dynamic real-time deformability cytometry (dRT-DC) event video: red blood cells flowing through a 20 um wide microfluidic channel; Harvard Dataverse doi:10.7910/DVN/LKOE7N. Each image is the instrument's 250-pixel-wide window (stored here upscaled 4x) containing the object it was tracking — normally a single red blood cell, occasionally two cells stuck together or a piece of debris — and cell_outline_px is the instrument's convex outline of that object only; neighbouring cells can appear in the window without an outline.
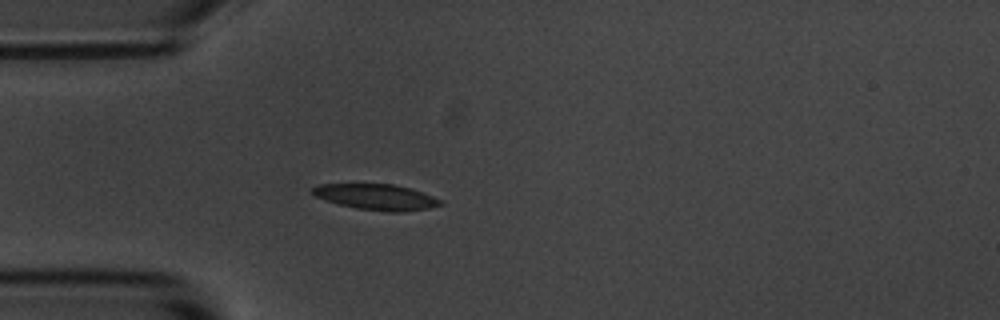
{"species": "common noctule bat (a hibernating species)", "species_latin": "Nyctalus noctula", "temperature_condition": "room temperature", "stored_images_in_passage": 45, "camera_frame_rate_fps": 3000, "um_per_image_px": 0.085, "animal": {"sex": "male", "body_mass_g": 20.1, "forearm_length_mm": 53.5}, "frame": {"image": 1, "passage_image": 8, "time_ms": 2.333, "image_size_px": [1000, 320], "cell_outline_px": [[444, 204], [428, 208], [400, 212], [388, 212], [356, 208], [324, 200], [316, 196], [312, 192], [312, 188], [320, 184], [392, 184], [408, 188], [444, 200]], "centroid_in_image_um": [32.0, 16.75], "position_along_channel_um": 53.0, "area_um2": 19.02}}
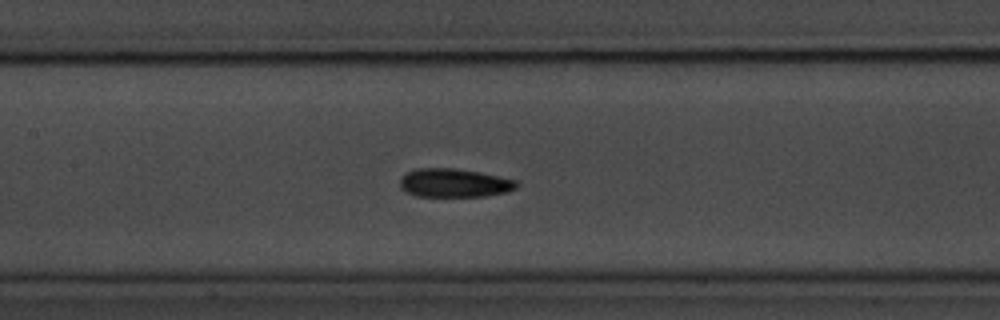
{"frame": {"image": 2, "passage_image": 18, "time_ms": 5.667, "image_size_px": [1000, 320], "cell_outline_px": [[520, 184], [516, 188], [508, 192], [484, 196], [416, 196], [404, 192], [400, 188], [400, 180], [408, 172], [416, 168], [452, 168], [480, 172], [516, 180]], "centroid_in_image_um": [38.62, 15.55], "position_along_channel_um": 168.8, "area_um2": 19.48}}
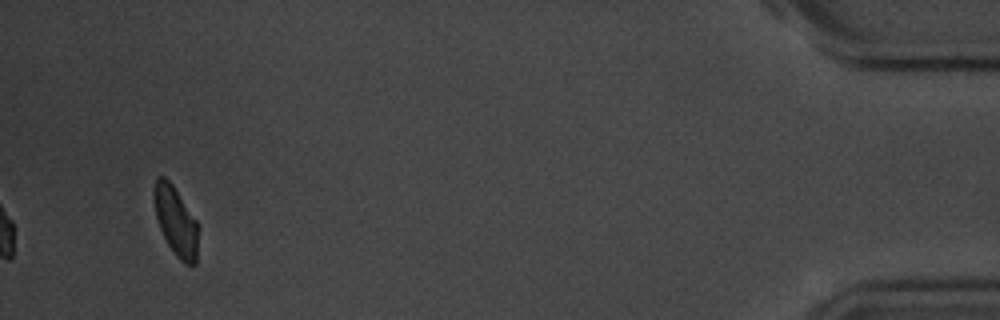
{"frame": {"image": 3, "passage_image": 45, "time_ms": 14.667, "image_size_px": [1000, 320], "cell_outline_px": [[200, 228], [196, 264], [184, 264], [176, 256], [168, 244], [160, 228], [156, 216], [152, 200], [152, 188], [156, 176], [164, 176], [172, 184], [200, 224]], "centroid_in_image_um": [14.96, 18.77], "position_along_channel_um": 420.2, "area_um2": 18.44}, "authors_computed_cell_mechanics": {"area_um2": 19.0162, "velocity_mm_per_s": 3.6613, "shape_relaxation_time_tau1_ms": 1.684, "shape_relaxation_time_tau2_ms": 2.9201, "deformation_change_tau1": 0.0945, "deformation_change_tau2": 0.0739}}